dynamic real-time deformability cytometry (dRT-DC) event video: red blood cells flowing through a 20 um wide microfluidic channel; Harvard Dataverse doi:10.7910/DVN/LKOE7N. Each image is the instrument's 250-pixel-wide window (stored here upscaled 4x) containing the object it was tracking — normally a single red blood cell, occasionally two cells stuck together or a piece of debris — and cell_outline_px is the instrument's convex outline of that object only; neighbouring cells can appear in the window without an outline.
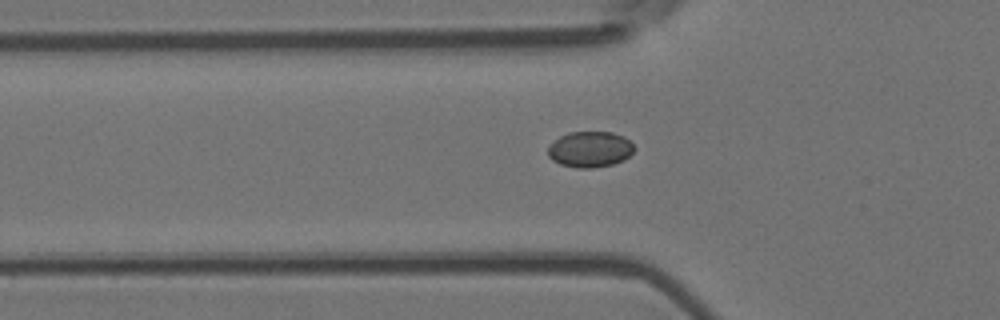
{"species": "Egyptian fruit bat (a non-hibernating species)", "species_latin": "Rousettus aegyptiacus", "temperature_condition": "room temperature", "stored_images_in_passage": 38, "camera_frame_rate_fps": 3000, "um_per_image_px": 0.085, "animal": {"sex": "female"}, "frame": {"image": 1, "passage_image": 8, "time_ms": 2.333, "image_size_px": [1000, 320], "cell_outline_px": [[636, 148], [624, 160], [612, 164], [592, 168], [576, 168], [560, 164], [552, 160], [548, 156], [548, 148], [560, 136], [568, 132], [612, 132], [624, 136]], "centroid_in_image_um": [50.15, 12.69], "position_along_channel_um": 75.6, "area_um2": 17.98}}
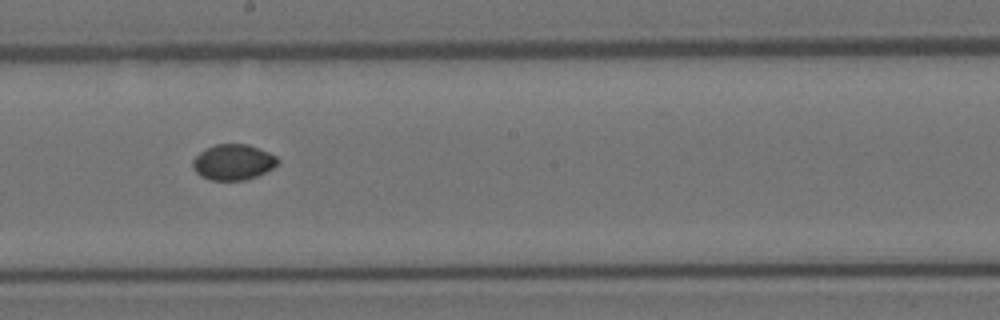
{"frame": {"image": 2, "passage_image": 20, "time_ms": 6.333, "image_size_px": [1000, 320], "cell_outline_px": [[280, 160], [272, 168], [256, 176], [244, 180], [212, 180], [200, 176], [192, 168], [192, 160], [204, 148], [216, 144], [248, 144], [268, 152], [276, 156]], "centroid_in_image_um": [19.79, 13.77], "position_along_channel_um": 228.4, "area_um2": 17.63}}
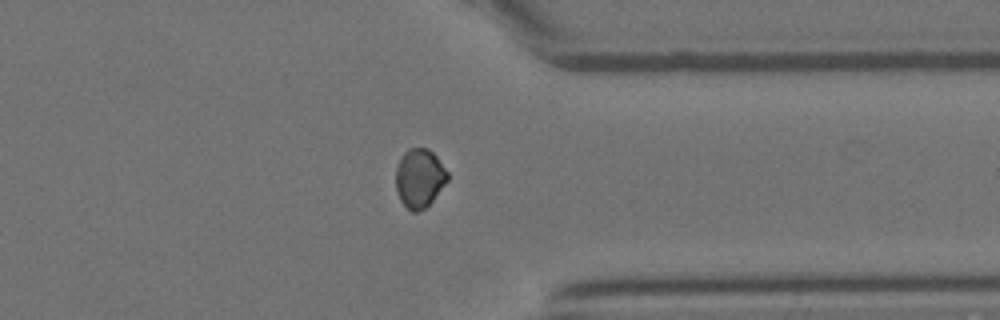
{"frame": {"image": 3, "passage_image": 32, "time_ms": 10.333, "image_size_px": [1000, 320], "cell_outline_px": [[448, 180], [432, 200], [424, 208], [416, 212], [412, 212], [400, 200], [396, 188], [396, 168], [400, 156], [408, 148], [428, 148], [436, 156], [448, 172]], "centroid_in_image_um": [35.64, 15.12], "position_along_channel_um": 375.8, "area_um2": 17.63}}